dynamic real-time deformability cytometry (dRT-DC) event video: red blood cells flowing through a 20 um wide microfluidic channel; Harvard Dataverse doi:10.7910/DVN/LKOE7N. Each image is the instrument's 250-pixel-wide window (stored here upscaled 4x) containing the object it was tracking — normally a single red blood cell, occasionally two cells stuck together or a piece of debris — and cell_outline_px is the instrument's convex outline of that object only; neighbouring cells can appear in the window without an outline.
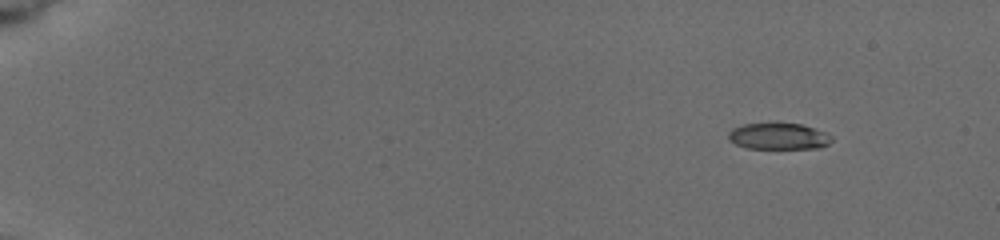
{"species": "common noctule bat (a hibernating species)", "species_latin": "Nyctalus noctula", "temperature_condition": "cold", "stored_images_in_passage": 7, "camera_frame_rate_fps": 3000, "um_per_image_px": 0.085, "animal": {"sex": "female", "body_mass_g": 19.5, "forearm_length_mm": 54.1}, "frame": {"image": 1, "passage_image": 1, "time_ms": 0.0, "image_size_px": [1000, 240], "cell_outline_px": [[832, 140], [828, 144], [820, 148], [748, 148], [736, 144], [728, 140], [728, 132], [744, 124], [800, 124], [824, 132], [832, 136]], "centroid_in_image_um": [66.18, 11.6], "position_along_channel_um": 18.8, "area_um2": 15.49}}
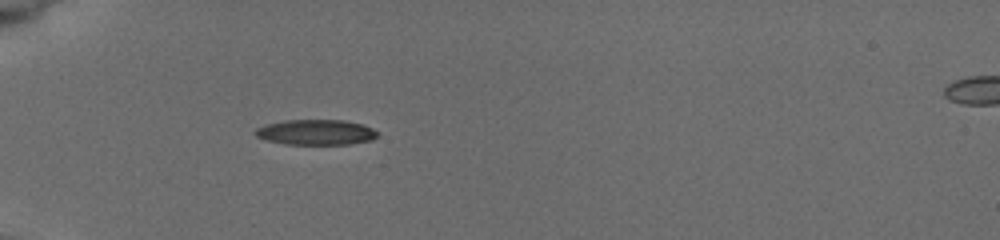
{"frame": {"image": 2, "passage_image": 5, "time_ms": 4.333, "image_size_px": [1000, 240], "cell_outline_px": [[376, 136], [372, 140], [348, 144], [284, 144], [268, 140], [256, 136], [256, 128], [268, 124], [284, 120], [344, 120], [360, 124], [372, 128], [376, 132]], "centroid_in_image_um": [26.85, 11.24], "position_along_channel_um": 58.2, "area_um2": 17.74}}
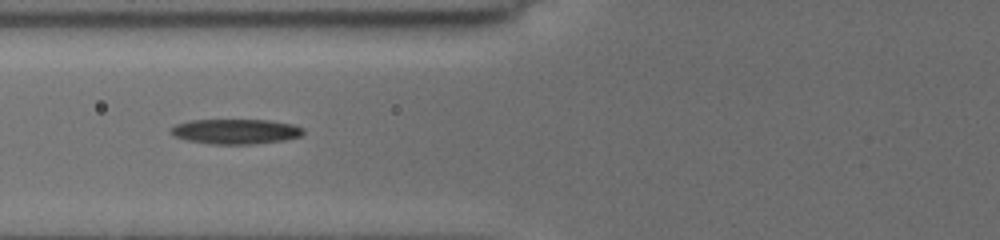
{"frame": {"image": 3, "passage_image": 7, "time_ms": 6.0, "image_size_px": [1000, 240], "cell_outline_px": [[304, 132], [300, 136], [284, 140], [256, 144], [212, 144], [188, 140], [176, 136], [172, 132], [172, 128], [176, 124], [188, 120], [268, 120], [292, 124], [304, 128]], "centroid_in_image_um": [20.07, 11.17], "position_along_channel_um": 105.7, "area_um2": 19.13}}